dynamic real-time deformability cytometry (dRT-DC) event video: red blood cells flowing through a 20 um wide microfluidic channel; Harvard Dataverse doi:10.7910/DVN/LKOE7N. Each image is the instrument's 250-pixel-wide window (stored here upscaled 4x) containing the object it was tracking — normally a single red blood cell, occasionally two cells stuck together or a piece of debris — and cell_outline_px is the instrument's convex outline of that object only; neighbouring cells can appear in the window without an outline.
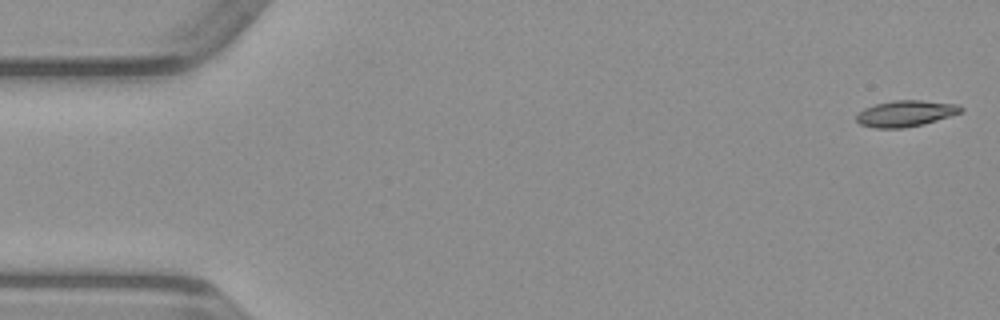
{"species": "common noctule bat (a hibernating species)", "species_latin": "Nyctalus noctula", "temperature_condition": "warm", "stored_images_in_passage": 50, "segment_of_instrument_passage": [1, 2], "camera_frame_rate_fps": 3000, "um_per_image_px": 0.085, "animal": {"sex": "male", "body_mass_g": 23.1, "forearm_length_mm": 52.7}, "frame": {"image": 1, "passage_image": 1, "time_ms": 0.0, "image_size_px": [1000, 320], "cell_outline_px": [[964, 108], [960, 112], [924, 124], [900, 128], [876, 128], [860, 124], [856, 120], [856, 116], [864, 108], [876, 104], [892, 100], [920, 100], [960, 104]], "centroid_in_image_um": [76.97, 9.63], "position_along_channel_um": 8.0, "area_um2": 15.78}}
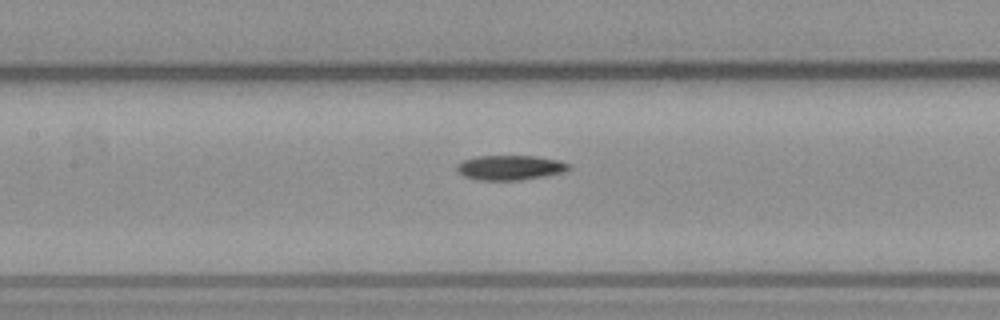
{"frame": {"image": 2, "passage_image": 22, "time_ms": 7.0, "image_size_px": [1000, 320], "cell_outline_px": [[572, 168], [564, 172], [544, 176], [520, 180], [476, 180], [464, 176], [456, 168], [456, 164], [464, 160], [476, 156], [536, 156], [560, 160], [572, 164]], "centroid_in_image_um": [43.4, 14.24], "position_along_channel_um": 164.0, "area_um2": 16.3}}
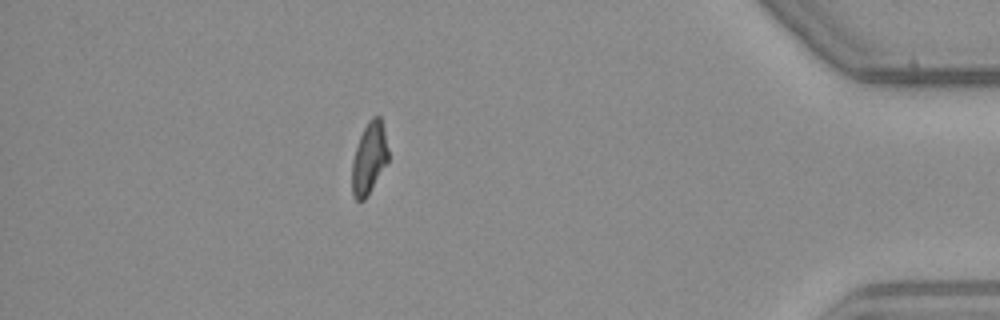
{"frame": {"image": 3, "passage_image": 43, "time_ms": 14.0, "image_size_px": [1000, 320], "cell_outline_px": [[388, 160], [364, 200], [356, 200], [352, 196], [352, 160], [360, 136], [368, 120], [372, 116], [380, 116], [388, 148]], "centroid_in_image_um": [31.36, 13.43], "position_along_channel_um": 403.8, "area_um2": 14.8}}